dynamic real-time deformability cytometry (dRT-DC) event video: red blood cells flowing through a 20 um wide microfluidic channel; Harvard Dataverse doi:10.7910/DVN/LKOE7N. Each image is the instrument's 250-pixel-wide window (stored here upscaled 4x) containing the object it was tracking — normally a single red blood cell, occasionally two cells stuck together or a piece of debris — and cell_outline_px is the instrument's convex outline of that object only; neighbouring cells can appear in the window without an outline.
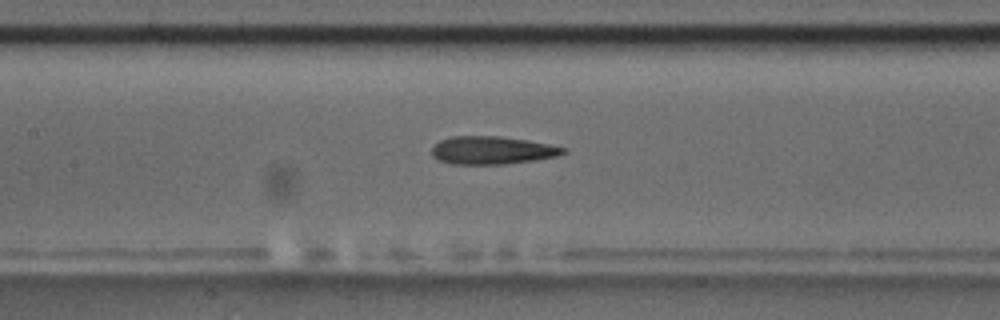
{"species": "common noctule bat (a hibernating species)", "species_latin": "Nyctalus noctula", "temperature_condition": "room temperature", "stored_images_in_passage": 8, "segment_of_instrument_passage": [2, 2], "camera_frame_rate_fps": 3000, "um_per_image_px": 0.085, "animal": {"sex": "male", "body_mass_g": 17.5, "forearm_length_mm": 52.3}, "frame": {"image": 1, "passage_image": 8, "time_ms": 9.0, "image_size_px": [1000, 320], "cell_outline_px": [[568, 152], [556, 156], [532, 160], [504, 164], [452, 164], [440, 160], [432, 156], [432, 148], [440, 140], [452, 136], [500, 136], [528, 140], [568, 148]], "centroid_in_image_um": [41.84, 12.77], "position_along_channel_um": 165.6, "area_um2": 21.33}}